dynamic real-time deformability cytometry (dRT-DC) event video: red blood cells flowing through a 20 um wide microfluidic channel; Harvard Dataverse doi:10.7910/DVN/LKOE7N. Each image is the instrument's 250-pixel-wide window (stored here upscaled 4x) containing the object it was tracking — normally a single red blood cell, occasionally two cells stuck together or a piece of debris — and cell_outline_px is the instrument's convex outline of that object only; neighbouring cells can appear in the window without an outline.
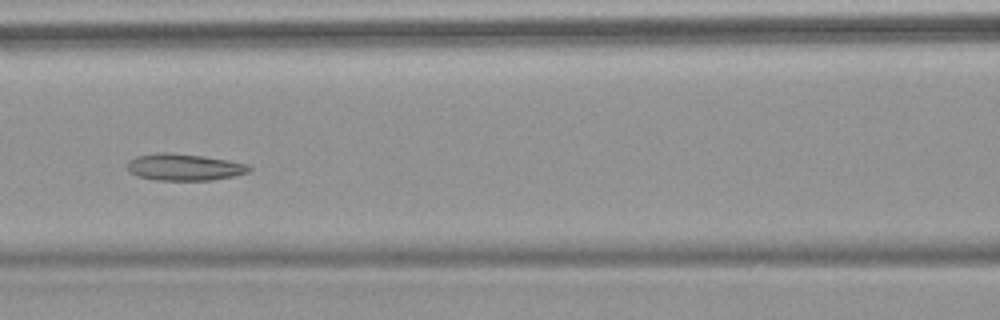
{"species": "common noctule bat (a hibernating species)", "species_latin": "Nyctalus noctula", "temperature_condition": "warm", "stored_images_in_passage": 9, "camera_frame_rate_fps": 3000, "um_per_image_px": 0.085, "animal": {"sex": "female", "body_mass_g": 18.4}, "frame": {"image": 1, "passage_image": 7, "time_ms": 7.0, "image_size_px": [1000, 320], "cell_outline_px": [[252, 168], [248, 172], [236, 176], [212, 180], [156, 180], [136, 176], [128, 172], [128, 160], [136, 156], [156, 152], [168, 152], [204, 156], [228, 160], [248, 164]], "centroid_in_image_um": [15.65, 14.2], "position_along_channel_um": 151.0, "area_um2": 19.25}}
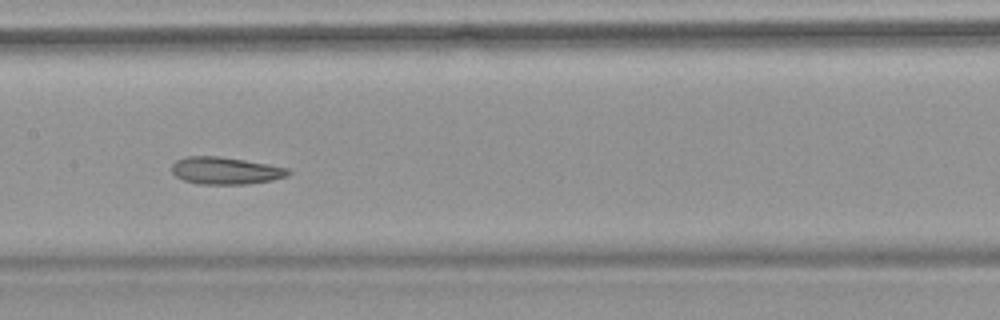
{"frame": {"image": 2, "passage_image": 8, "time_ms": 8.0, "image_size_px": [1000, 320], "cell_outline_px": [[292, 172], [288, 176], [272, 180], [248, 184], [200, 184], [184, 180], [176, 176], [172, 172], [172, 164], [176, 160], [184, 156], [220, 156], [268, 164], [288, 168]], "centroid_in_image_um": [19.17, 14.5], "position_along_channel_um": 188.2, "area_um2": 18.55}}
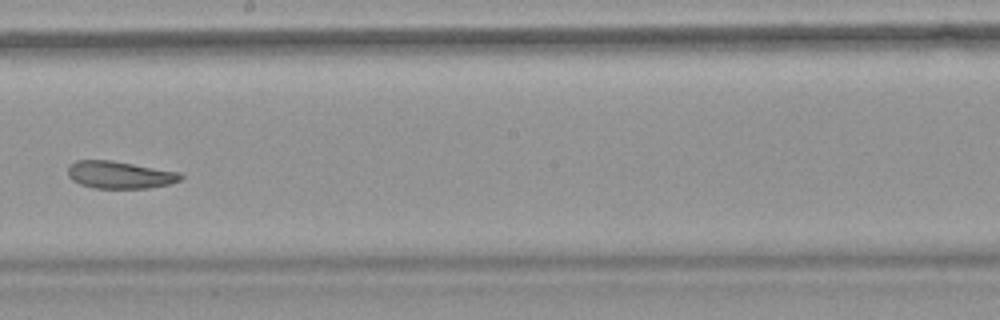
{"frame": {"image": 3, "passage_image": 9, "time_ms": 9.333, "image_size_px": [1000, 320], "cell_outline_px": [[184, 176], [180, 180], [168, 184], [148, 188], [92, 188], [80, 184], [72, 180], [68, 176], [68, 168], [76, 160], [112, 160], [180, 172]], "centroid_in_image_um": [10.18, 14.86], "position_along_channel_um": 238.0, "area_um2": 17.98}}